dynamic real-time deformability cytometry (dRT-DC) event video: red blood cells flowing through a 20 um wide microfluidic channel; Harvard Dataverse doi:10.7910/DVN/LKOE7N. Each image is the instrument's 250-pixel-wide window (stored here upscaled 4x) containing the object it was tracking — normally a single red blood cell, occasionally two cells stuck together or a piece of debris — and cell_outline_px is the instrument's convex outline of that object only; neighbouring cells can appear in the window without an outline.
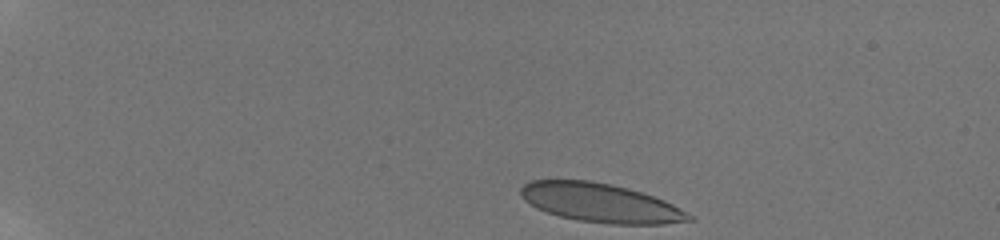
{"species": "human", "species_latin": "Homo sapiens", "temperature_condition": "room temperature", "stored_images_in_passage": 9, "camera_frame_rate_fps": 3000, "um_per_image_px": 0.085, "donor": {"sex": "male"}, "frame": {"image": 1, "passage_image": 1, "time_ms": 0.0, "image_size_px": [1000, 240], "cell_outline_px": [[696, 220], [664, 224], [612, 224], [580, 220], [560, 216], [536, 208], [524, 200], [520, 192], [520, 188], [524, 184], [532, 180], [588, 180], [612, 184], [628, 188], [664, 200], [672, 204], [692, 216]], "centroid_in_image_um": [51.04, 17.24], "position_along_channel_um": 34.0, "area_um2": 37.86}}